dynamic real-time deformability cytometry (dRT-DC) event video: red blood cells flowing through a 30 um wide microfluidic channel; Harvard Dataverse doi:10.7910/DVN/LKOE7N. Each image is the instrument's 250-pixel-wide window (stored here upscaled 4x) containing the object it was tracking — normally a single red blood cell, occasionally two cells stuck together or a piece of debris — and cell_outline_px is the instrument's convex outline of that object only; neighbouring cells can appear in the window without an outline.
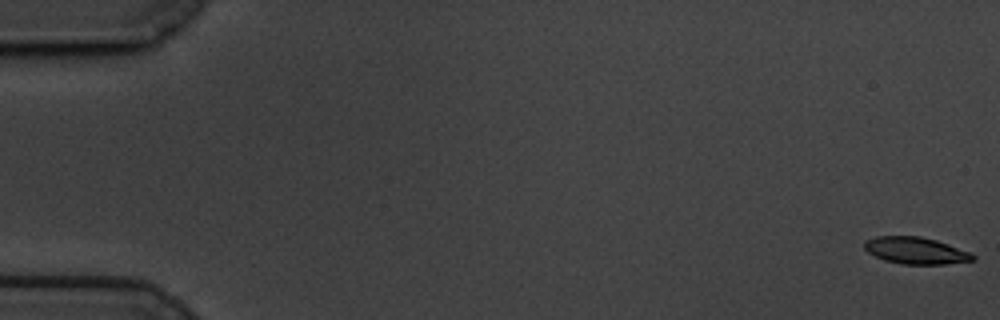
{"species": "common noctule bat (a hibernating species)", "species_latin": "Nyctalus noctula", "temperature_condition": "cold", "stored_images_in_passage": 17, "camera_frame_rate_fps": 3000, "um_per_image_px": 0.085, "animal": {"sex": "male", "body_mass_g": 19.5, "forearm_length_mm": 54.6}, "frame": {"image": 1, "passage_image": 1, "time_ms": 0.0, "image_size_px": [1000, 320], "cell_outline_px": [[976, 260], [944, 264], [900, 264], [884, 260], [868, 252], [864, 248], [864, 240], [876, 236], [920, 236], [936, 240], [972, 252], [976, 256]], "centroid_in_image_um": [77.86, 21.29], "position_along_channel_um": 7.1, "area_um2": 17.11}}
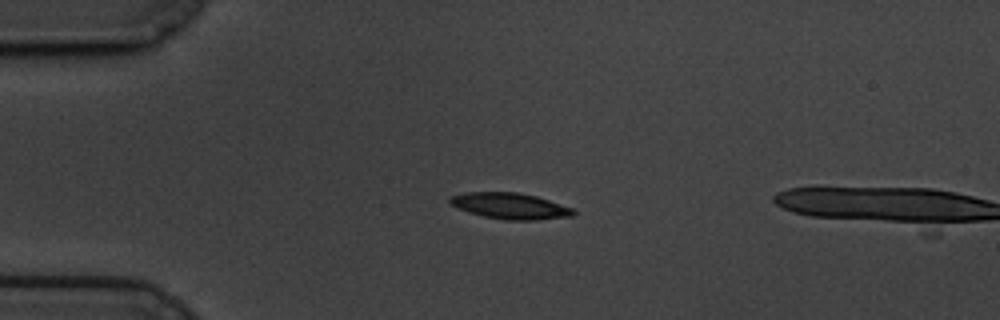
{"frame": {"image": 2, "passage_image": 15, "time_ms": 4.667, "image_size_px": [1000, 320], "cell_outline_px": [[576, 212], [572, 216], [536, 220], [504, 220], [484, 216], [468, 212], [452, 204], [448, 200], [448, 196], [464, 192], [516, 192], [536, 196], [572, 208]], "centroid_in_image_um": [43.33, 17.5], "position_along_channel_um": 41.7, "area_um2": 18.67}}